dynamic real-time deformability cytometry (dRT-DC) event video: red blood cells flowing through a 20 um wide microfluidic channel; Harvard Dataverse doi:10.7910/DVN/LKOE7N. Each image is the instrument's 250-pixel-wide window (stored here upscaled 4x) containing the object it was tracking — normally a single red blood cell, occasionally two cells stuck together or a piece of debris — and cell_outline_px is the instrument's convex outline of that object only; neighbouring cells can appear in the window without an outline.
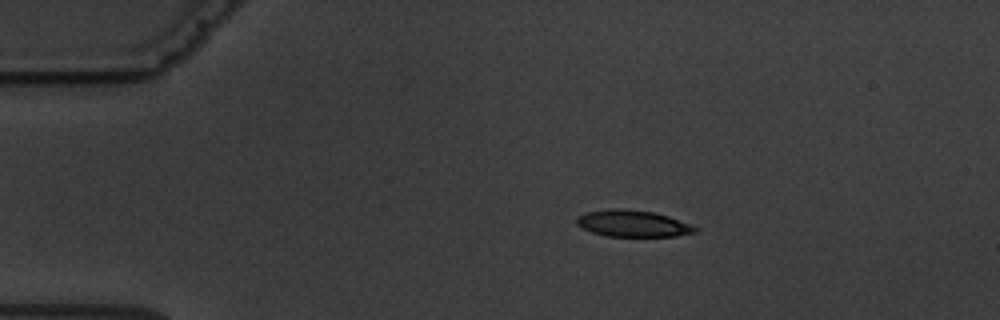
{"species": "common noctule bat (a hibernating species)", "species_latin": "Nyctalus noctula", "temperature_condition": "warm", "stored_images_in_passage": 5, "camera_frame_rate_fps": 3000, "um_per_image_px": 0.085, "animal": {"sex": "male", "body_mass_g": 19.5, "forearm_length_mm": 54.6}, "frame": {"image": 1, "passage_image": 4, "time_ms": 3.667, "image_size_px": [1000, 320], "cell_outline_px": [[700, 228], [696, 232], [676, 236], [608, 236], [592, 232], [576, 224], [576, 216], [584, 212], [612, 208], [624, 208], [652, 212], [668, 216], [692, 224]], "centroid_in_image_um": [53.79, 18.99], "position_along_channel_um": 31.2, "area_um2": 18.5}}